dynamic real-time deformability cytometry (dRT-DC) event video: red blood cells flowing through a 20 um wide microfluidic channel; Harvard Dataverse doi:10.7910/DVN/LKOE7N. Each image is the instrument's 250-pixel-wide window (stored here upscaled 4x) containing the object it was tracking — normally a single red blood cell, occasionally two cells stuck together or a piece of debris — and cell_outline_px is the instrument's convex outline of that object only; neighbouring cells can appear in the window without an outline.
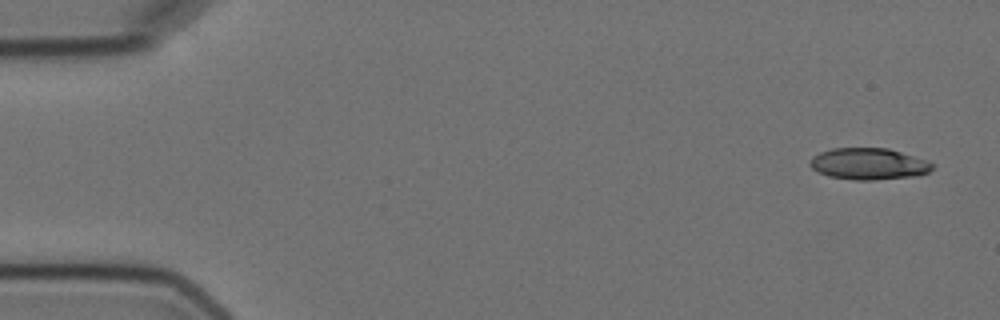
{"species": "Egyptian fruit bat (a non-hibernating species)", "species_latin": "Rousettus aegyptiacus", "temperature_condition": "cold", "stored_images_in_passage": 4, "camera_frame_rate_fps": 3000, "um_per_image_px": 0.085, "animal": {"sex": "female"}, "frame": {"image": 1, "passage_image": 1, "time_ms": 0.0, "image_size_px": [1000, 320], "cell_outline_px": [[936, 164], [928, 172], [920, 176], [872, 180], [856, 180], [828, 176], [812, 168], [808, 164], [812, 156], [820, 152], [832, 148], [888, 148]], "centroid_in_image_um": [73.83, 13.93], "position_along_channel_um": 11.2, "area_um2": 22.48}}
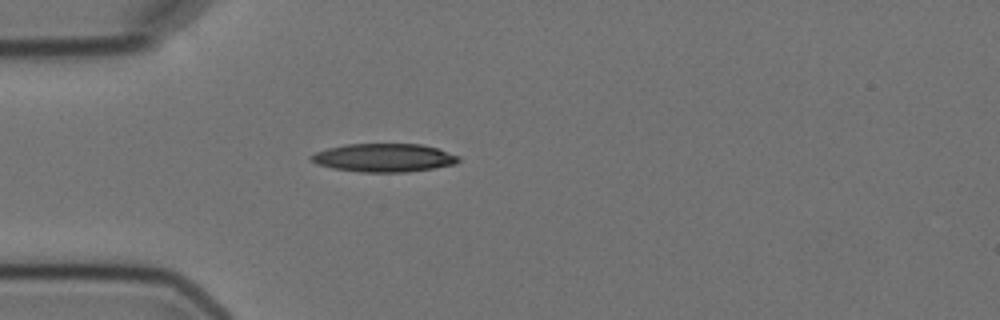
{"frame": {"image": 2, "passage_image": 4, "time_ms": 4.333, "image_size_px": [1000, 320], "cell_outline_px": [[460, 160], [456, 164], [408, 172], [360, 172], [332, 168], [316, 164], [312, 160], [312, 156], [316, 152], [328, 148], [344, 144], [420, 144], [436, 148], [460, 156]], "centroid_in_image_um": [32.65, 13.41], "position_along_channel_um": 52.4, "area_um2": 24.22}}